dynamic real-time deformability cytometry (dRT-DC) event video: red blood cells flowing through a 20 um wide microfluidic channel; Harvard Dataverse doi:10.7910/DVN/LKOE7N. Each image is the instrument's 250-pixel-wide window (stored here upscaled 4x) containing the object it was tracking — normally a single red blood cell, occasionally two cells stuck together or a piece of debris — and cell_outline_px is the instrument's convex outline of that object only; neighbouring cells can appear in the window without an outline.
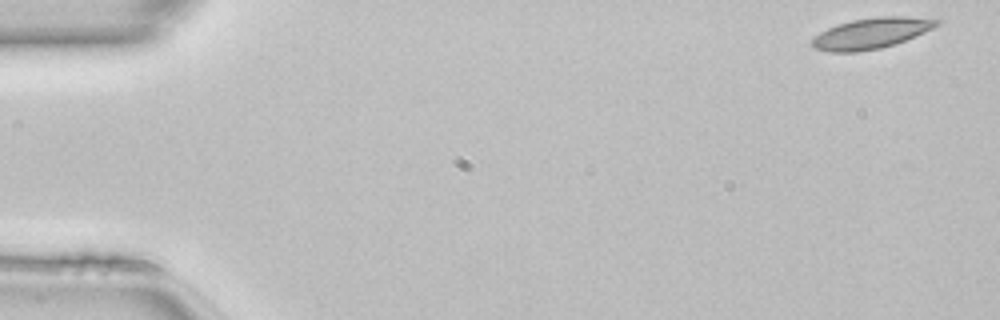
{"species": "common noctule bat (a hibernating species)", "species_latin": "Nyctalus noctula", "temperature_condition": "room temperature", "stored_images_in_passage": 48, "camera_frame_rate_fps": 3000, "um_per_image_px": 0.085, "animal": {"sex": "female", "body_mass_g": 22.7, "forearm_length_mm": 54.2}, "frame": {"image": 1, "passage_image": 1, "time_ms": 0.0, "image_size_px": [1000, 320], "cell_outline_px": [[940, 24], [916, 36], [896, 44], [880, 48], [856, 52], [828, 52], [812, 48], [808, 44], [820, 32], [836, 24], [852, 20], [876, 16], [908, 16], [940, 20]], "centroid_in_image_um": [74.02, 2.83], "position_along_channel_um": 11.0, "area_um2": 22.54}}
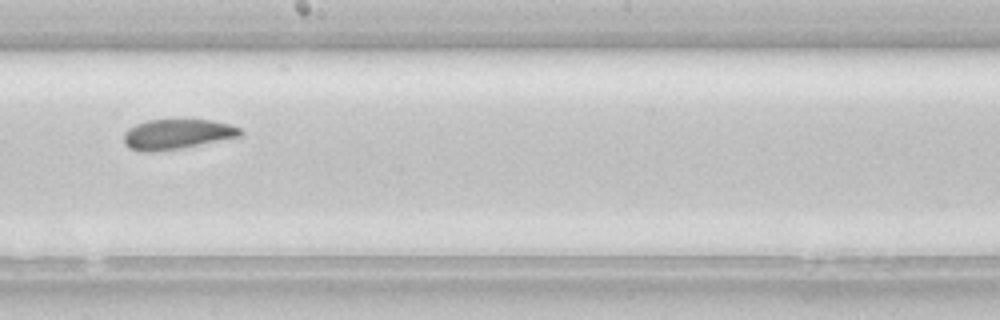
{"frame": {"image": 2, "passage_image": 27, "time_ms": 8.667, "image_size_px": [1000, 320], "cell_outline_px": [[244, 132], [240, 136], [180, 148], [152, 152], [140, 152], [128, 148], [124, 144], [124, 132], [128, 128], [136, 124], [148, 120], [212, 120], [228, 124], [240, 128]], "centroid_in_image_um": [15.0, 11.41], "position_along_channel_um": 233.2, "area_um2": 20.29}}
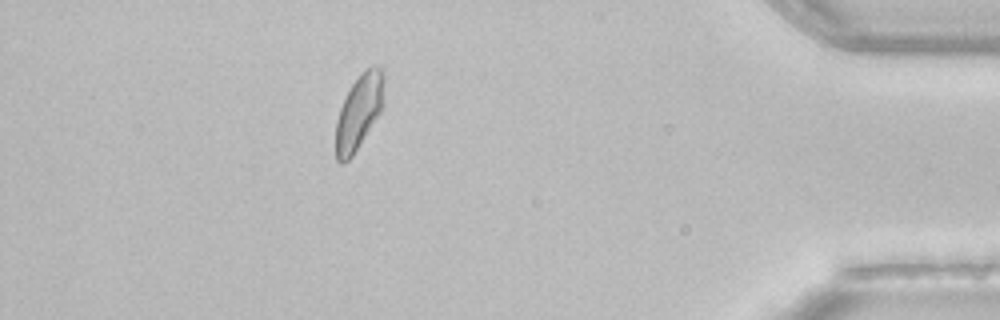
{"frame": {"image": 3, "passage_image": 43, "time_ms": 14.0, "image_size_px": [1000, 320], "cell_outline_px": [[384, 104], [380, 112], [352, 156], [344, 164], [340, 164], [336, 160], [336, 120], [340, 108], [352, 84], [360, 72], [372, 64], [380, 64], [384, 76]], "centroid_in_image_um": [30.53, 9.46], "position_along_channel_um": 404.7, "area_um2": 21.15}, "authors_computed_cell_mechanics": {"area_um2": 21.4149, "velocity_mm_per_s": 4.1249, "shape_relaxation_time_tau1_ms": 6.0681, "shape_relaxation_time_tau2_ms": 2.6262, "deformation_change_tau1": 0.1164, "deformation_change_tau2": 0.0684}}